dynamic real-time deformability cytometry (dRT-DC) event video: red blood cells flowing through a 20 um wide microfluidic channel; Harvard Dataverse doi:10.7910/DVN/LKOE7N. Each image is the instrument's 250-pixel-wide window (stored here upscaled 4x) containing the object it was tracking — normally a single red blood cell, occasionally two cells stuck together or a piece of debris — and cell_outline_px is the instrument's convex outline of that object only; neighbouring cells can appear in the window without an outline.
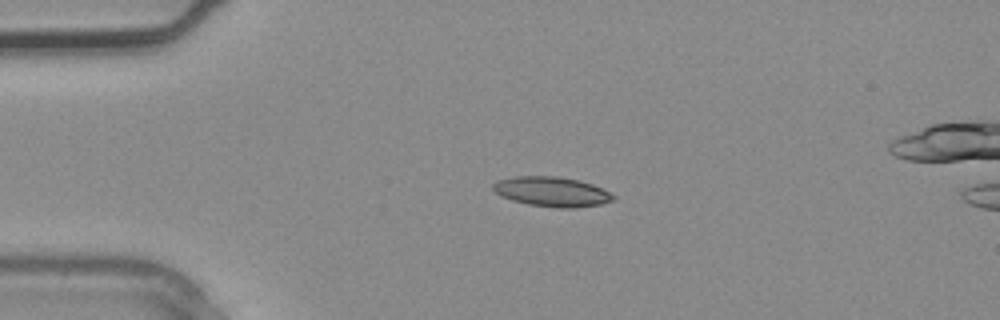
{"species": "common noctule bat (a hibernating species)", "species_latin": "Nyctalus noctula", "temperature_condition": "warm", "stored_images_in_passage": 2, "camera_frame_rate_fps": 3000, "um_per_image_px": 0.085, "animal": {"sex": "male", "body_mass_g": 20.4}, "frame": {"image": 1, "passage_image": 1, "time_ms": 0.0, "image_size_px": [1000, 320], "cell_outline_px": [[616, 196], [612, 200], [600, 204], [576, 208], [556, 208], [528, 204], [512, 200], [500, 196], [492, 188], [492, 184], [496, 180], [516, 176], [556, 176], [580, 180], [592, 184]], "centroid_in_image_um": [46.87, 16.29], "position_along_channel_um": 38.1, "area_um2": 20.87}}